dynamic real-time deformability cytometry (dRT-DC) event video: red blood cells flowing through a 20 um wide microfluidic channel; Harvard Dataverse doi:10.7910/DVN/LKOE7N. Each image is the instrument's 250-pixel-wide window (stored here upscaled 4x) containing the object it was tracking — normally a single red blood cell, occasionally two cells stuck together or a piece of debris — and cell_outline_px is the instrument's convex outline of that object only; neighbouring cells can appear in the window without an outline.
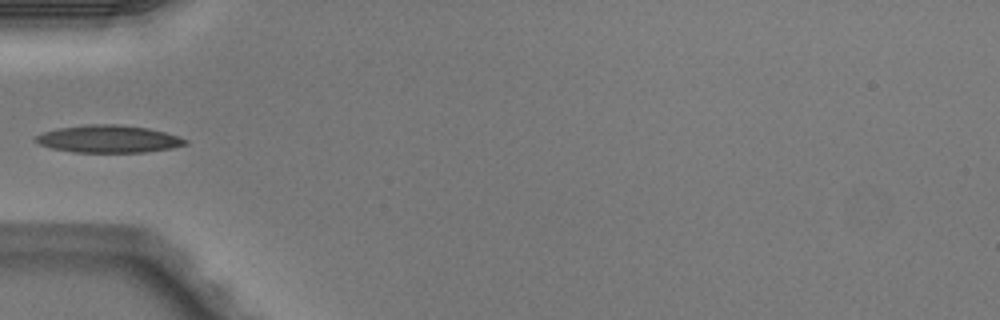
{"species": "Egyptian fruit bat (a non-hibernating species)", "species_latin": "Rousettus aegyptiacus", "temperature_condition": "warm", "stored_images_in_passage": 3, "camera_frame_rate_fps": 3000, "um_per_image_px": 0.085, "animal": {"sex": "male"}, "frame": {"image": 1, "passage_image": 2, "time_ms": 0.333, "image_size_px": [1000, 320], "cell_outline_px": [[188, 144], [172, 148], [144, 152], [72, 152], [52, 148], [40, 144], [36, 140], [36, 136], [44, 132], [56, 128], [88, 124], [116, 124], [148, 128], [164, 132], [188, 140]], "centroid_in_image_um": [9.23, 11.81], "position_along_channel_um": 75.8, "area_um2": 23.76}}
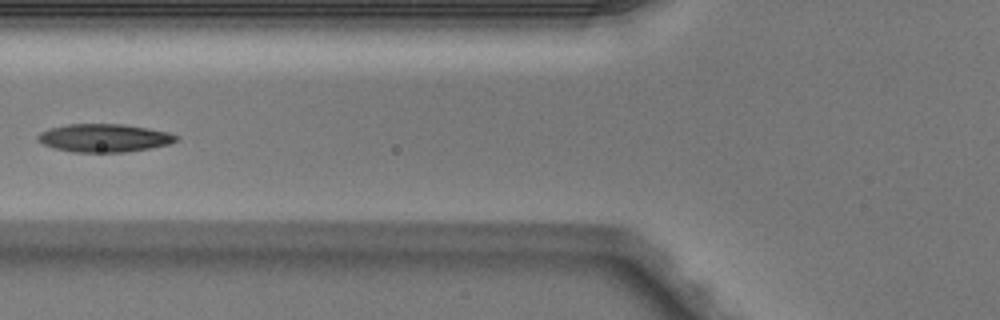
{"frame": {"image": 2, "passage_image": 3, "time_ms": 0.667, "image_size_px": [1000, 320], "cell_outline_px": [[180, 136], [176, 140], [168, 144], [148, 148], [124, 152], [76, 152], [52, 148], [36, 140], [36, 136], [40, 132], [48, 128], [68, 124], [124, 124], [168, 132]], "centroid_in_image_um": [8.8, 11.72], "position_along_channel_um": 117.0, "area_um2": 22.6}}